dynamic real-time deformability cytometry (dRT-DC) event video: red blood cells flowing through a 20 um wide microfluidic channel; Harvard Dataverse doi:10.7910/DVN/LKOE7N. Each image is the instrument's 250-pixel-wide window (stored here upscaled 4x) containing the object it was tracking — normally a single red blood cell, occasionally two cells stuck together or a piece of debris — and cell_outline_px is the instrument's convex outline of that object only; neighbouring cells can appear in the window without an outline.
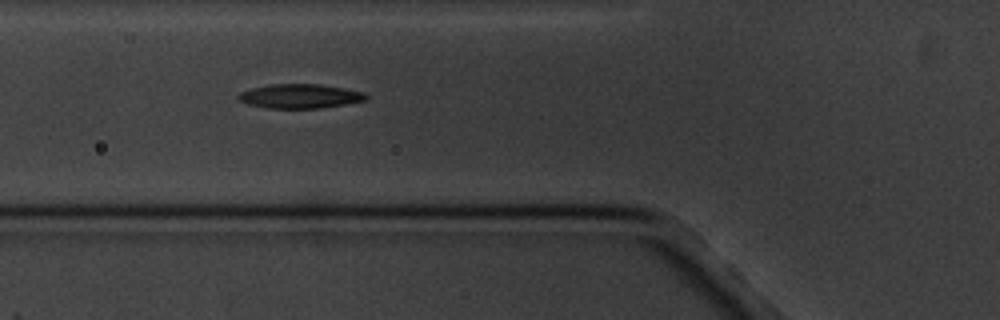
{"species": "common noctule bat (a hibernating species)", "species_latin": "Nyctalus noctula", "temperature_condition": "cold", "stored_images_in_passage": 4, "camera_frame_rate_fps": 3000, "um_per_image_px": 0.085, "animal": {"sex": "male", "body_mass_g": 20.1, "forearm_length_mm": 53.5}, "frame": {"image": 1, "passage_image": 2, "time_ms": 1.0, "image_size_px": [1000, 320], "cell_outline_px": [[368, 96], [364, 100], [324, 108], [264, 108], [248, 104], [240, 100], [236, 96], [240, 92], [252, 88], [272, 84], [320, 84], [344, 88], [364, 92]], "centroid_in_image_um": [25.48, 8.17], "position_along_channel_um": 100.3, "area_um2": 17.98}}
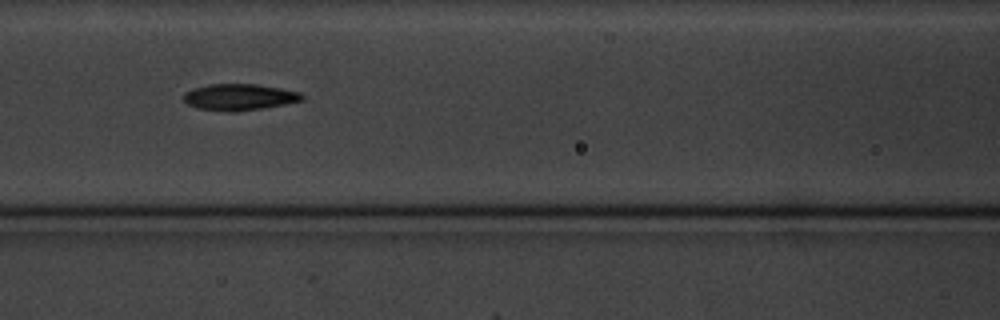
{"frame": {"image": 2, "passage_image": 3, "time_ms": 2.333, "image_size_px": [1000, 320], "cell_outline_px": [[304, 100], [284, 104], [236, 112], [228, 112], [196, 108], [188, 104], [184, 100], [184, 92], [192, 88], [208, 84], [256, 84], [280, 88], [300, 92], [304, 96]], "centroid_in_image_um": [20.32, 8.25], "position_along_channel_um": 146.3, "area_um2": 18.26}}
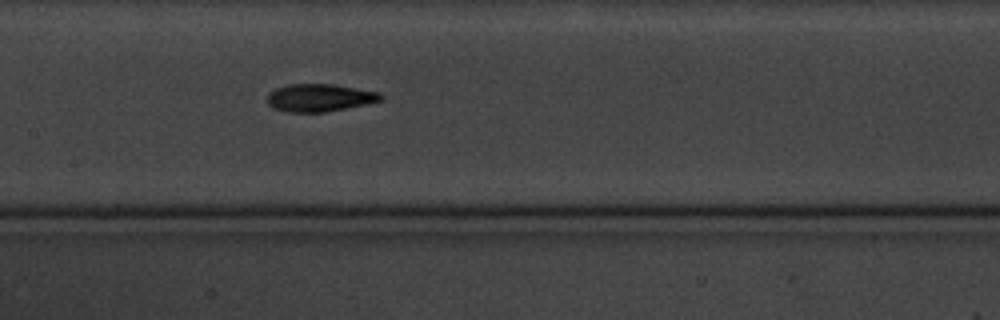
{"frame": {"image": 3, "passage_image": 4, "time_ms": 3.333, "image_size_px": [1000, 320], "cell_outline_px": [[384, 100], [368, 104], [324, 112], [288, 112], [272, 108], [268, 104], [268, 92], [276, 88], [288, 84], [336, 84], [380, 92], [384, 96]], "centroid_in_image_um": [27.2, 8.3], "position_along_channel_um": 180.2, "area_um2": 18.55}}